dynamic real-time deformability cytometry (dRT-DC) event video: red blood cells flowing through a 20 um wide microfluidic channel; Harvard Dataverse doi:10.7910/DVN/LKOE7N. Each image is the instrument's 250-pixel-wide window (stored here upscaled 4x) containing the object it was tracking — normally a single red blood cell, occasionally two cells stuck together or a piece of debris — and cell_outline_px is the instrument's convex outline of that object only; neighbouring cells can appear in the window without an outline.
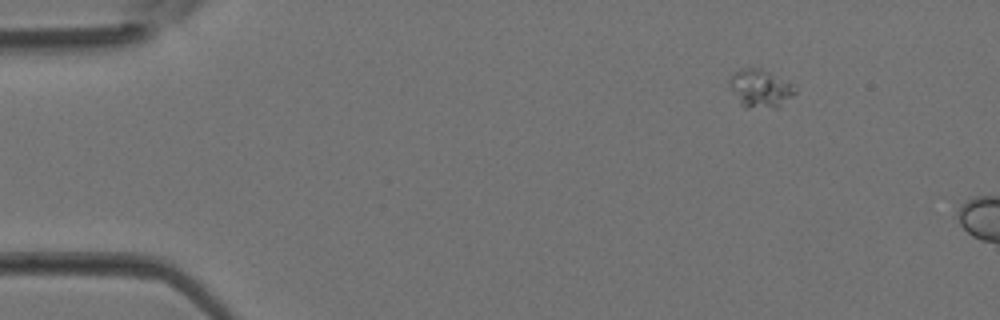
{"species": "Egyptian fruit bat (a non-hibernating species)", "species_latin": "Rousettus aegyptiacus", "temperature_condition": "room temperature", "stored_images_in_passage": 2, "segment_of_instrument_passage": [1, 2], "camera_frame_rate_fps": 3000, "um_per_image_px": 0.085, "animal": {"sex": "female"}, "frame": {"image": 1, "passage_image": 1, "time_ms": 0.0, "image_size_px": [1000, 320], "cell_outline_px": [[796, 92], [792, 96], [776, 108], [748, 108], [740, 100], [728, 84], [728, 80], [732, 72], [740, 68], [760, 68], [768, 72], [788, 84]], "centroid_in_image_um": [64.55, 7.51], "position_along_channel_um": 20.5, "area_um2": 13.87}}